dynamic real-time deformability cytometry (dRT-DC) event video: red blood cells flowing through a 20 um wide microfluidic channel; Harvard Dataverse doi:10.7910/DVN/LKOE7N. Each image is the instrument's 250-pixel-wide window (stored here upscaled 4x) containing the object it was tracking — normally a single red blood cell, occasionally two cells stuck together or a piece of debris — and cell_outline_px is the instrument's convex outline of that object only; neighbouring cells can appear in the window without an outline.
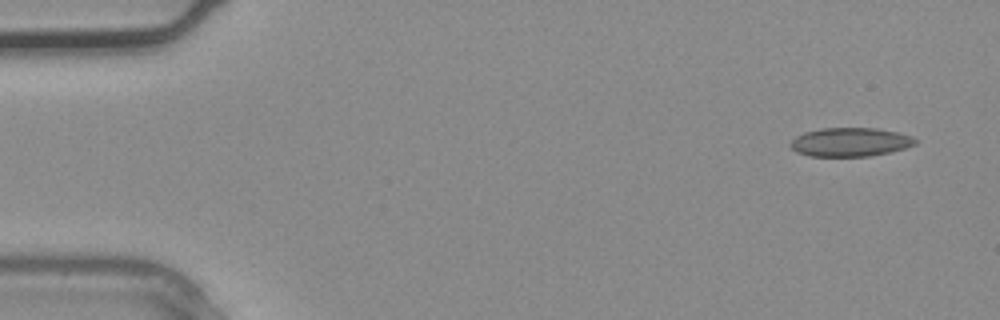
{"species": "common noctule bat (a hibernating species)", "species_latin": "Nyctalus noctula", "temperature_condition": "warm", "stored_images_in_passage": 3, "camera_frame_rate_fps": 3000, "um_per_image_px": 0.085, "animal": {"sex": "male", "body_mass_g": 20.4}, "frame": {"image": 1, "passage_image": 1, "time_ms": 0.0, "image_size_px": [1000, 320], "cell_outline_px": [[916, 144], [904, 148], [888, 152], [868, 156], [808, 156], [796, 152], [788, 144], [796, 136], [804, 132], [820, 128], [876, 128], [896, 132], [912, 136], [916, 140]], "centroid_in_image_um": [72.22, 12.07], "position_along_channel_um": 12.8, "area_um2": 20.87}}
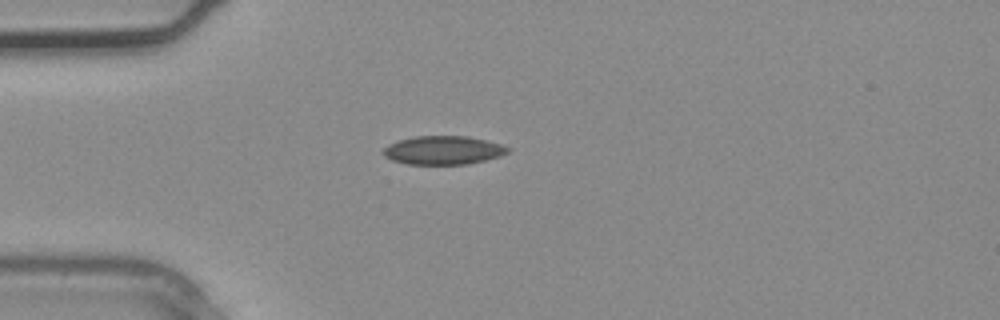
{"frame": {"image": 2, "passage_image": 3, "time_ms": 0.667, "image_size_px": [1000, 320], "cell_outline_px": [[512, 148], [508, 152], [500, 156], [468, 164], [408, 164], [392, 160], [384, 156], [380, 152], [388, 144], [400, 140], [416, 136], [468, 136], [488, 140]], "centroid_in_image_um": [37.68, 12.76], "position_along_channel_um": 47.3, "area_um2": 20.81}}